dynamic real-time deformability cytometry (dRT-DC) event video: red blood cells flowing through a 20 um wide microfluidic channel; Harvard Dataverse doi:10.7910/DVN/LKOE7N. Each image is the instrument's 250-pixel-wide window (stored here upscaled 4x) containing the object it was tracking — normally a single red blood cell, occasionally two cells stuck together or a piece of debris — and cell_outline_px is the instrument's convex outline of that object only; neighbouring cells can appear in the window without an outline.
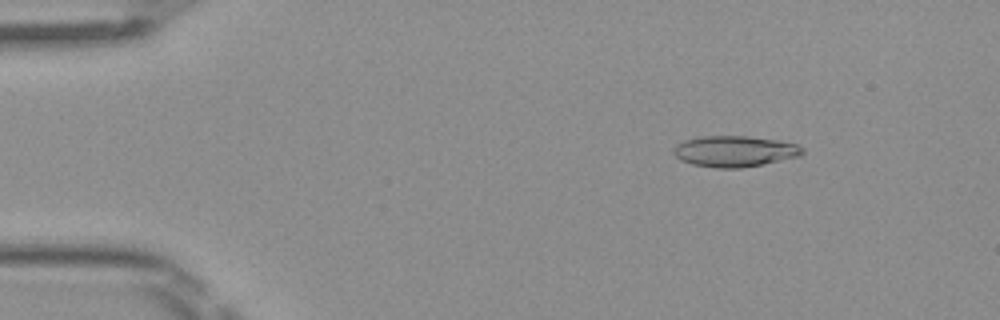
{"species": "Egyptian fruit bat (a non-hibernating species)", "species_latin": "Rousettus aegyptiacus", "temperature_condition": "room temperature", "stored_images_in_passage": 51, "segment_of_instrument_passage": [1, 2], "camera_frame_rate_fps": 3000, "um_per_image_px": 0.085, "frame": {"image": 1, "passage_image": 7, "time_ms": 2.0, "image_size_px": [1000, 320], "cell_outline_px": [[804, 152], [800, 156], [740, 168], [716, 168], [692, 164], [680, 160], [672, 152], [672, 148], [676, 144], [684, 140], [700, 136], [748, 136], [776, 140], [796, 144], [804, 148]], "centroid_in_image_um": [62.4, 12.85], "position_along_channel_um": 22.6, "area_um2": 23.24}}
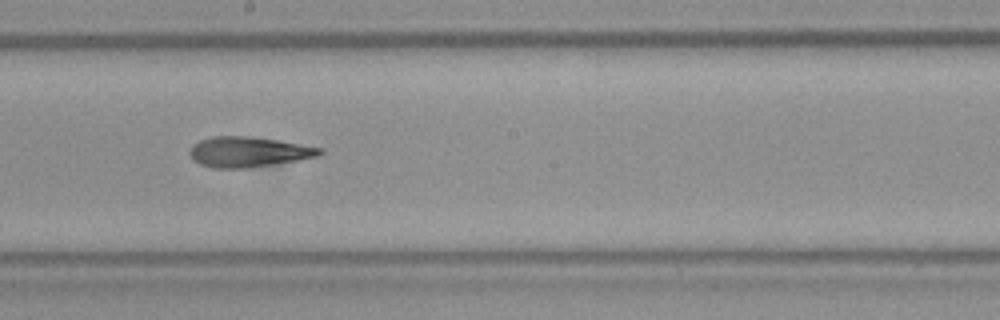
{"frame": {"image": 2, "passage_image": 28, "time_ms": 9.0, "image_size_px": [1000, 320], "cell_outline_px": [[324, 152], [316, 156], [300, 160], [244, 168], [216, 168], [200, 164], [192, 160], [188, 152], [192, 144], [200, 140], [212, 136], [248, 136], [276, 140], [324, 148]], "centroid_in_image_um": [21.08, 12.91], "position_along_channel_um": 227.1, "area_um2": 22.89}}
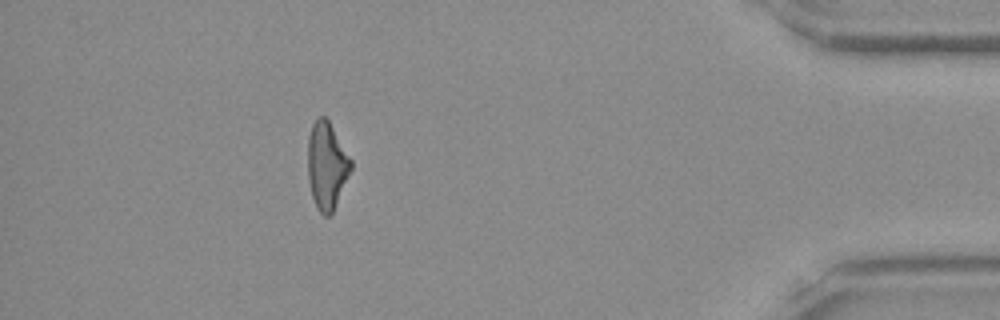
{"frame": {"image": 3, "passage_image": 45, "time_ms": 14.667, "image_size_px": [1000, 320], "cell_outline_px": [[352, 168], [332, 212], [328, 216], [324, 216], [316, 208], [312, 196], [308, 180], [308, 136], [312, 124], [320, 116], [324, 116], [328, 120], [352, 160]], "centroid_in_image_um": [27.76, 14.07], "position_along_channel_um": 407.4, "area_um2": 21.68}}